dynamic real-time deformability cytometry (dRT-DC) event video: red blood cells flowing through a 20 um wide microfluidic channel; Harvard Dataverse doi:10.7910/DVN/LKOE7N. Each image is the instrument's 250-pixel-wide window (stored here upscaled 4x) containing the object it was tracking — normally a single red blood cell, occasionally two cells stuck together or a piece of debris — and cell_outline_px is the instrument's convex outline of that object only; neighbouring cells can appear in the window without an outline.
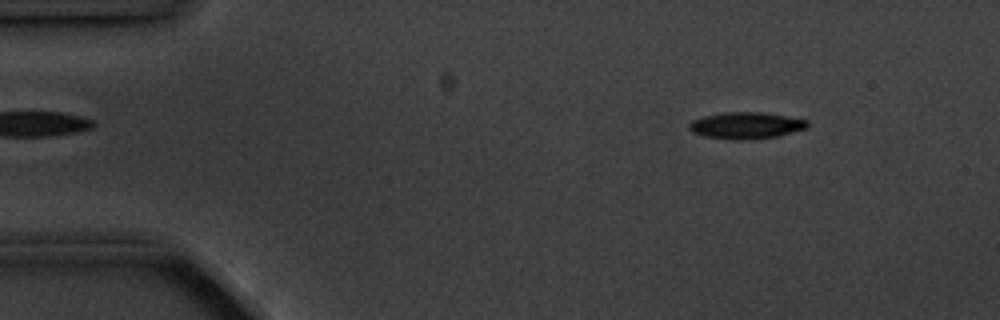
{"species": "common noctule bat (a hibernating species)", "species_latin": "Nyctalus noctula", "temperature_condition": "cold", "stored_images_in_passage": 3, "camera_frame_rate_fps": 3000, "um_per_image_px": 0.085, "animal": {"sex": "male", "body_mass_g": 20.1, "forearm_length_mm": 53.5}, "frame": {"image": 1, "passage_image": 1, "time_ms": 0.0, "image_size_px": [1000, 320], "cell_outline_px": [[808, 128], [776, 136], [752, 140], [732, 140], [704, 136], [692, 132], [688, 128], [688, 124], [692, 120], [704, 116], [724, 112], [760, 112], [808, 120]], "centroid_in_image_um": [63.38, 10.67], "position_along_channel_um": 21.6, "area_um2": 18.38}}